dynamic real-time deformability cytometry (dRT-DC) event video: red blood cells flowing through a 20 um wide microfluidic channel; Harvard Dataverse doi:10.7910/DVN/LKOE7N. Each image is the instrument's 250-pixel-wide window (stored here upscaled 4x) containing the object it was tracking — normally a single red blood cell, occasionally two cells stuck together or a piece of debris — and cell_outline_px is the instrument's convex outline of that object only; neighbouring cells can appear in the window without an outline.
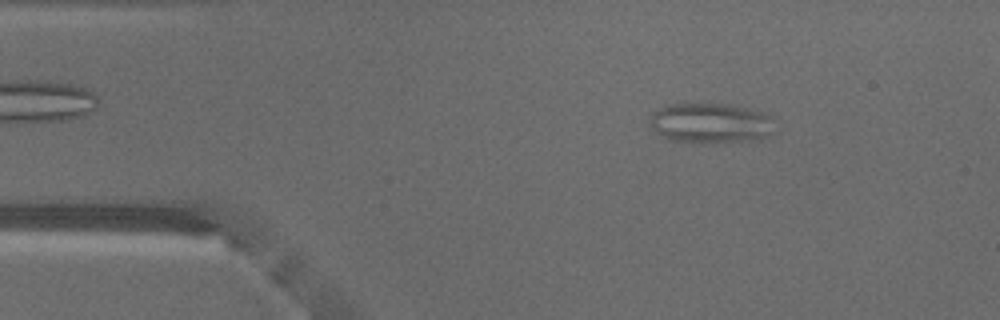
{"species": "common noctule bat (a hibernating species)", "species_latin": "Nyctalus noctula", "temperature_condition": "warm", "stored_images_in_passage": 47, "camera_frame_rate_fps": 3000, "um_per_image_px": 0.085, "animal": {"sex": "male", "body_mass_g": 18.8}, "frame": {"image": 1, "passage_image": 6, "time_ms": 1.667, "image_size_px": [1000, 320], "cell_outline_px": [[776, 120], [772, 132], [760, 140], [704, 144], [672, 140], [656, 132], [652, 124], [652, 112], [668, 104], [724, 104], [764, 112], [772, 116]], "centroid_in_image_um": [60.48, 10.49], "position_along_channel_um": 24.5, "area_um2": 29.36}}
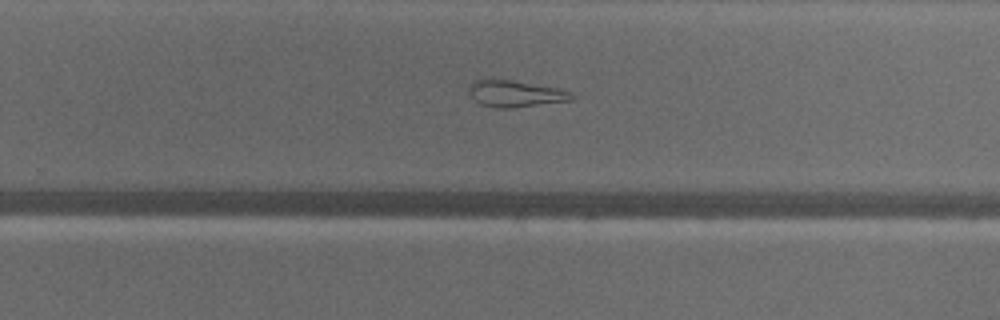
{"frame": {"image": 2, "passage_image": 29, "time_ms": 9.333, "image_size_px": [1000, 320], "cell_outline_px": [[576, 96], [572, 100], [512, 108], [496, 108], [480, 104], [468, 92], [468, 84], [472, 80], [484, 76], [512, 80], [560, 88]], "centroid_in_image_um": [43.71, 7.92], "position_along_channel_um": 286.1, "area_um2": 16.47}}
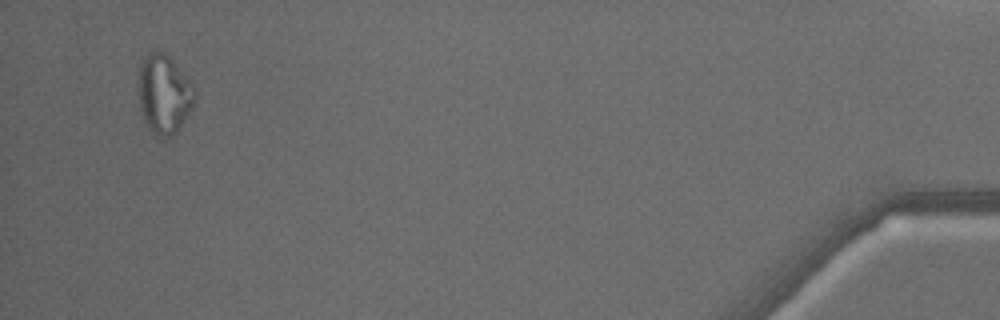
{"frame": {"image": 3, "passage_image": 45, "time_ms": 14.667, "image_size_px": [1000, 320], "cell_outline_px": [[196, 100], [176, 132], [172, 136], [160, 136], [152, 132], [148, 128], [144, 120], [140, 108], [140, 64], [148, 52], [164, 52], [172, 60], [196, 88]], "centroid_in_image_um": [13.97, 8.0], "position_along_channel_um": 421.2, "area_um2": 25.37}, "authors_computed_cell_mechanics": {"area_um2": 21.964, "velocity_mm_per_s": 4.1336, "shape_relaxation_time_tau1_ms": null, "shape_relaxation_time_tau2_ms": 3.3824, "deformation_change_tau1": null, "deformation_change_tau2": 0.1317}}